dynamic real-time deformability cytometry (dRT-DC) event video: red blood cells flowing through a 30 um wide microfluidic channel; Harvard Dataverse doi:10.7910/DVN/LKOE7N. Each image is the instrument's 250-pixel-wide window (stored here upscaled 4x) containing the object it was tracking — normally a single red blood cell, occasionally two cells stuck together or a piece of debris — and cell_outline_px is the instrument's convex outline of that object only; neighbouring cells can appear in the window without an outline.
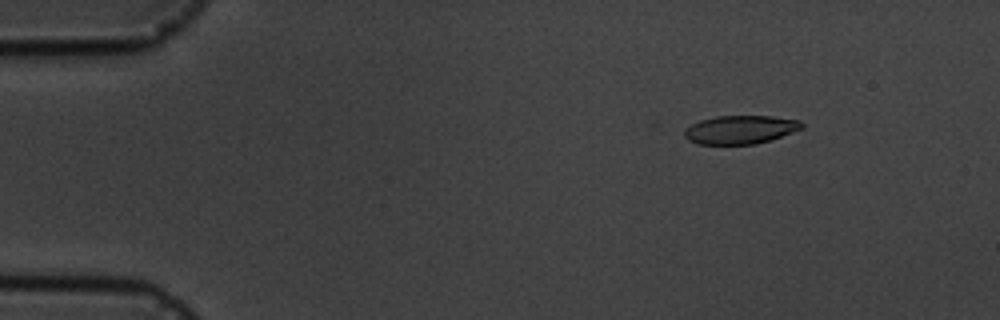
{"species": "common noctule bat (a hibernating species)", "species_latin": "Nyctalus noctula", "temperature_condition": "cold", "stored_images_in_passage": 4, "camera_frame_rate_fps": 3000, "um_per_image_px": 0.085, "animal": {"sex": "male", "body_mass_g": 19.5, "forearm_length_mm": 54.6}, "frame": {"image": 1, "passage_image": 2, "time_ms": 1.0, "image_size_px": [1000, 320], "cell_outline_px": [[804, 128], [756, 144], [696, 144], [688, 140], [684, 136], [684, 132], [692, 124], [700, 120], [716, 116], [772, 116], [800, 120], [804, 124]], "centroid_in_image_um": [62.93, 11.01], "position_along_channel_um": 22.1, "area_um2": 19.36}}